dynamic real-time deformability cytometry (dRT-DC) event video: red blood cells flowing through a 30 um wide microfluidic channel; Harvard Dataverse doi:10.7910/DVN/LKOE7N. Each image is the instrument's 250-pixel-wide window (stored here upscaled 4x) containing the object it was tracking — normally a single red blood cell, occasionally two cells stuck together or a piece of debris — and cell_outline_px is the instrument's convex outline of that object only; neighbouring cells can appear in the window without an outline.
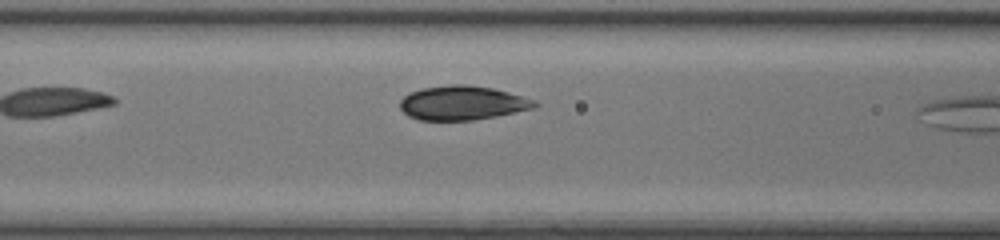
{"species": "common noctule bat (a hibernating species)", "species_latin": "Nyctalus noctula", "temperature_condition": "room temperature", "stored_images_in_passage": 31, "camera_frame_rate_fps": 3000, "um_per_image_px": 0.085, "animal": {"sex": "female", "body_mass_g": 17.0, "forearm_length_mm": 48.0}, "frame": {"image": 1, "passage_image": 11, "time_ms": 3.333, "image_size_px": [1000, 240], "cell_outline_px": [[540, 104], [532, 108], [496, 116], [472, 120], [420, 120], [408, 116], [400, 108], [400, 100], [404, 96], [420, 88], [448, 84], [464, 84], [492, 88], [508, 92], [536, 100]], "centroid_in_image_um": [39.28, 8.74], "position_along_channel_um": 127.3, "area_um2": 26.76}}
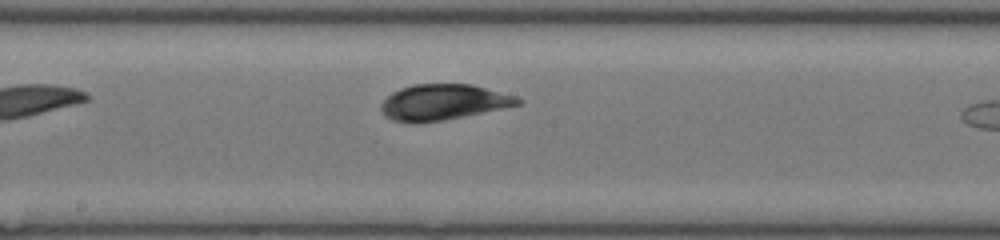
{"frame": {"image": 2, "passage_image": 17, "time_ms": 5.333, "image_size_px": [1000, 240], "cell_outline_px": [[524, 100], [520, 104], [464, 116], [444, 120], [392, 120], [384, 116], [380, 108], [384, 100], [392, 92], [400, 88], [412, 84], [472, 84], [516, 96]], "centroid_in_image_um": [37.7, 8.64], "position_along_channel_um": 210.5, "area_um2": 27.74}}
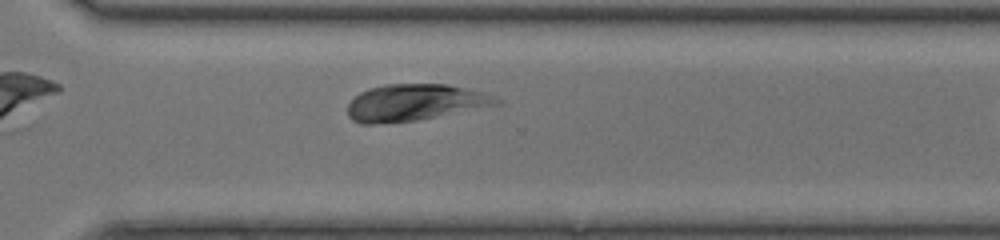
{"frame": {"image": 3, "passage_image": 26, "time_ms": 8.333, "image_size_px": [1000, 240], "cell_outline_px": [[500, 104], [416, 120], [372, 124], [364, 124], [352, 120], [348, 116], [348, 104], [360, 92], [368, 88], [384, 84], [448, 84], [484, 92], [500, 100]], "centroid_in_image_um": [35.22, 8.7], "position_along_channel_um": 335.4, "area_um2": 31.44}}